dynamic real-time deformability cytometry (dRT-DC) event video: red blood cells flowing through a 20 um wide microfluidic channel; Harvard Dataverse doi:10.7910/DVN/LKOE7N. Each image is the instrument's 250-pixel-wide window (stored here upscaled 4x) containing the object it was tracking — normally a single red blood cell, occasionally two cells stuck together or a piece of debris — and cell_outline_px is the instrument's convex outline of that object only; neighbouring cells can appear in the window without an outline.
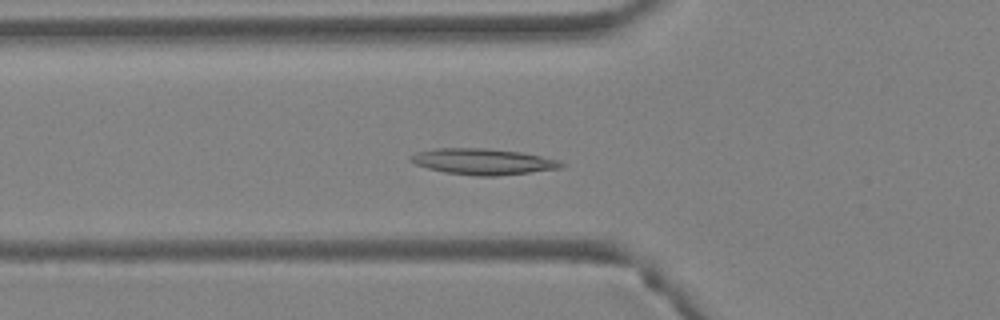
{"species": "Egyptian fruit bat (a non-hibernating species)", "species_latin": "Rousettus aegyptiacus", "temperature_condition": "warm", "stored_images_in_passage": 43, "camera_frame_rate_fps": 3000, "um_per_image_px": 0.085, "animal": {"sex": "female"}, "frame": {"image": 1, "passage_image": 16, "time_ms": 5.0, "image_size_px": [1000, 320], "cell_outline_px": [[564, 164], [560, 168], [496, 176], [476, 176], [444, 172], [428, 168], [416, 164], [408, 160], [408, 156], [416, 152], [436, 148], [488, 148], [520, 152], [560, 160]], "centroid_in_image_um": [41.0, 13.73], "position_along_channel_um": 84.8, "area_um2": 22.77}}
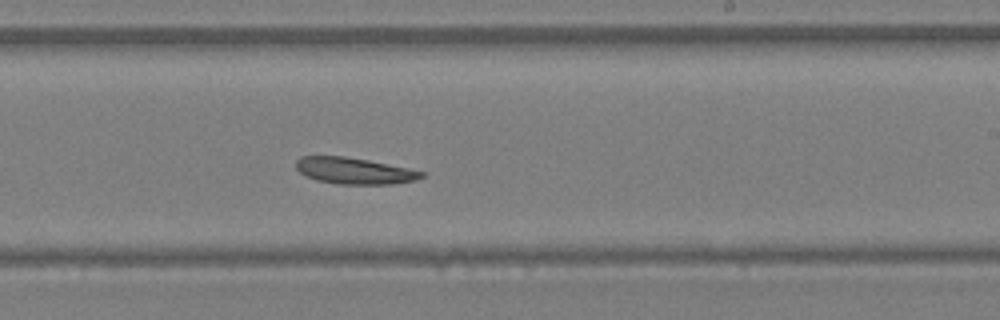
{"frame": {"image": 2, "passage_image": 27, "time_ms": 8.667, "image_size_px": [1000, 320], "cell_outline_px": [[424, 176], [416, 180], [392, 184], [340, 184], [316, 180], [300, 172], [296, 168], [296, 160], [300, 156], [344, 156], [368, 160], [408, 168], [424, 172]], "centroid_in_image_um": [30.11, 14.51], "position_along_channel_um": 258.9, "area_um2": 19.19}}
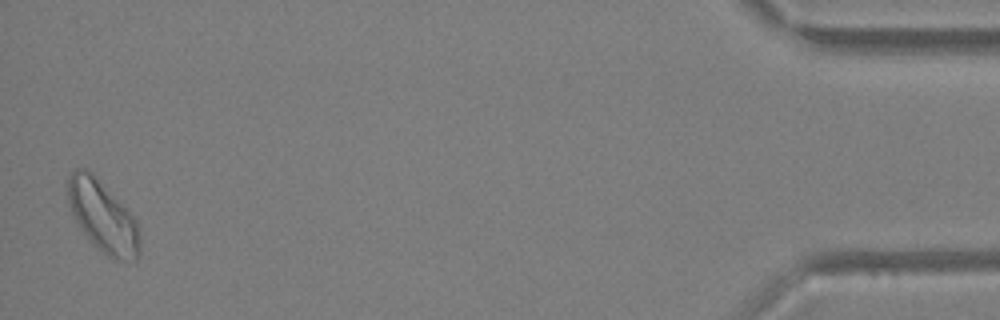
{"frame": {"image": 3, "passage_image": 43, "time_ms": 14.0, "image_size_px": [1000, 320], "cell_outline_px": [[140, 252], [136, 260], [112, 260], [84, 232], [76, 220], [68, 204], [68, 176], [76, 168], [84, 168], [92, 172], [136, 220], [140, 236]], "centroid_in_image_um": [8.75, 18.4], "position_along_channel_um": 426.5, "area_um2": 29.19}}